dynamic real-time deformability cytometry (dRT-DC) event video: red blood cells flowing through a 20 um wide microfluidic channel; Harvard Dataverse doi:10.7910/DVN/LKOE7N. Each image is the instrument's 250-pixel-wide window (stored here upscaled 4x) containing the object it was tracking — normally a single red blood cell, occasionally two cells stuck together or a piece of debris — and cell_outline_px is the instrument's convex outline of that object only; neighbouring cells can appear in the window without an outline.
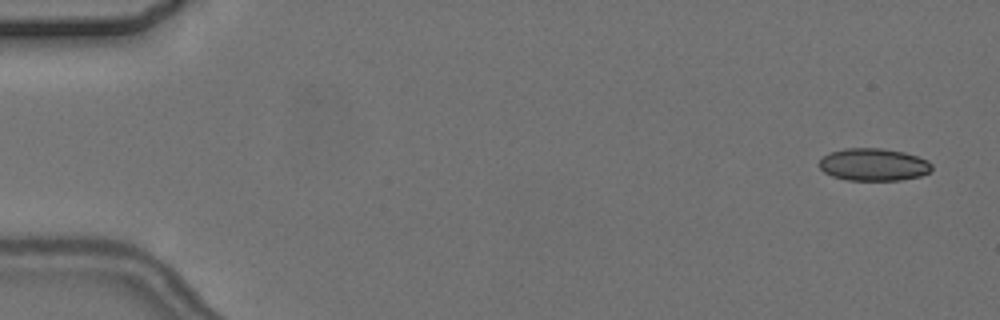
{"species": "common noctule bat (a hibernating species)", "species_latin": "Nyctalus noctula", "temperature_condition": "cold", "stored_images_in_passage": 5, "camera_frame_rate_fps": 3000, "um_per_image_px": 0.085, "animal": {"sex": "female", "body_mass_g": 24.6, "forearm_length_mm": 56.2}, "frame": {"image": 1, "passage_image": 1, "time_ms": 0.0, "image_size_px": [1000, 320], "cell_outline_px": [[932, 168], [928, 172], [920, 176], [900, 180], [848, 180], [832, 176], [824, 172], [820, 168], [820, 160], [828, 152], [844, 148], [880, 148], [904, 152], [928, 160], [932, 164]], "centroid_in_image_um": [74.24, 13.98], "position_along_channel_um": 10.8, "area_um2": 21.27}}